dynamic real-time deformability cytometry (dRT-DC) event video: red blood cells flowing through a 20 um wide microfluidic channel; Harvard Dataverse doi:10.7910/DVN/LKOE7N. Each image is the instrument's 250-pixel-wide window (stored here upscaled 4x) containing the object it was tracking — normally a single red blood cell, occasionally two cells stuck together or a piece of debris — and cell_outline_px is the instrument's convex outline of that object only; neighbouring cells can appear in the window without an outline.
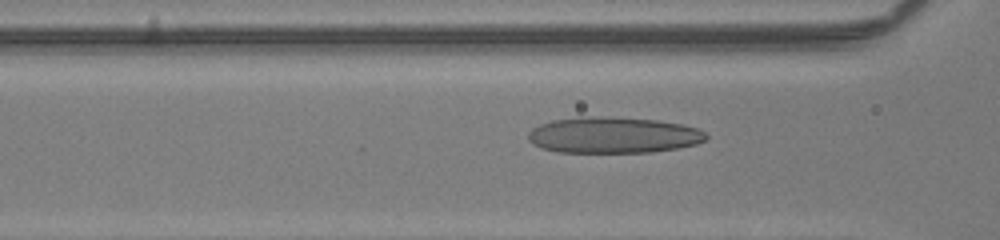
{"species": "human", "species_latin": "Homo sapiens", "temperature_condition": "room temperature", "stored_images_in_passage": 48, "camera_frame_rate_fps": 3000, "um_per_image_px": 0.085, "donor": {"sex": "male"}, "frame": {"image": 1, "passage_image": 21, "time_ms": 6.667, "image_size_px": [1000, 240], "cell_outline_px": [[708, 136], [704, 140], [696, 144], [676, 148], [652, 152], [556, 152], [540, 148], [532, 144], [528, 140], [528, 132], [532, 128], [540, 124], [552, 120], [580, 116], [604, 116], [660, 120], [684, 124], [700, 128]], "centroid_in_image_um": [52.11, 11.47], "position_along_channel_um": 114.5, "area_um2": 37.92}}
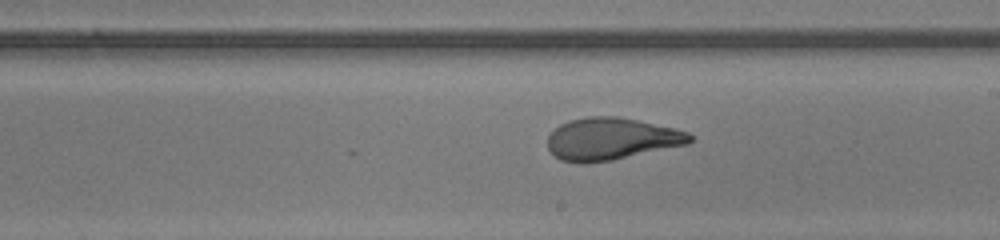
{"frame": {"image": 2, "passage_image": 30, "time_ms": 9.667, "image_size_px": [1000, 240], "cell_outline_px": [[692, 140], [688, 144], [612, 160], [588, 164], [580, 164], [560, 160], [548, 148], [548, 136], [560, 124], [568, 120], [588, 116], [616, 116], [676, 128], [688, 132], [692, 136]], "centroid_in_image_um": [51.95, 11.81], "position_along_channel_um": 237.1, "area_um2": 35.03}}
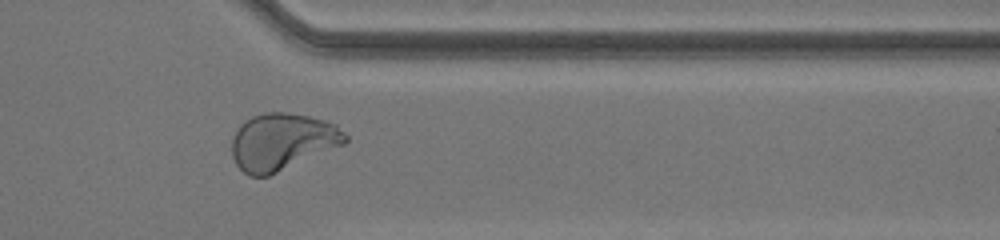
{"frame": {"image": 3, "passage_image": 41, "time_ms": 13.333, "image_size_px": [1000, 240], "cell_outline_px": [[348, 140], [344, 144], [268, 176], [248, 176], [236, 164], [232, 156], [232, 136], [240, 124], [244, 120], [252, 116], [264, 112], [288, 112], [308, 116], [324, 120], [336, 124], [348, 136]], "centroid_in_image_um": [23.97, 12.03], "position_along_channel_um": 387.4, "area_um2": 37.63}, "authors_computed_cell_mechanics": {"area_um2": 35.7204, "velocity_mm_per_s": 4.0917, "shape_relaxation_time_tau1_ms": 5.5505, "shape_relaxation_time_tau2_ms": null, "deformation_change_tau1": 0.2468, "deformation_change_tau2": null}}